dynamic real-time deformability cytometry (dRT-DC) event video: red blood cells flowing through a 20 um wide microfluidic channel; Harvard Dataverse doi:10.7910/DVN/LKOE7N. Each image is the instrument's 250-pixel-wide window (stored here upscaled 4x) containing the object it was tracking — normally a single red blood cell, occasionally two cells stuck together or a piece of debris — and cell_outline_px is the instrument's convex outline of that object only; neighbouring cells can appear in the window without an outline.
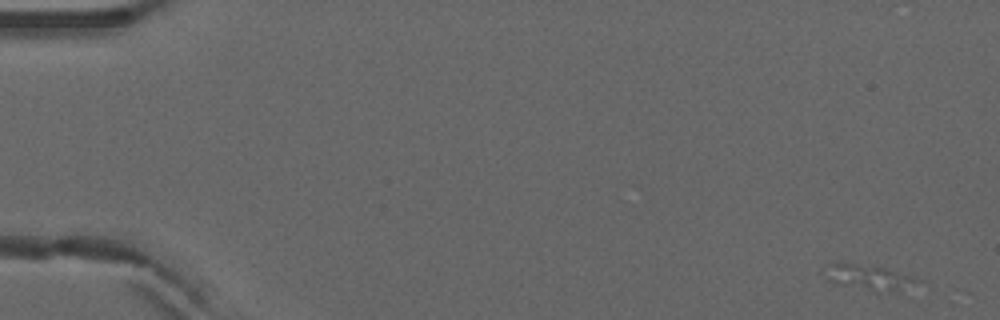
{"species": "common noctule bat (a hibernating species)", "species_latin": "Nyctalus noctula", "temperature_condition": "warm", "stored_images_in_passage": 2, "camera_frame_rate_fps": 3000, "um_per_image_px": 0.085, "animal": {"sex": "male", "forearm_length_mm": 52.5}, "frame": {"image": 1, "passage_image": 1, "time_ms": 0.0, "image_size_px": [1000, 320], "cell_outline_px": [[924, 280], [900, 292], [876, 292], [836, 284], [828, 280], [820, 272], [832, 264], [852, 264], [884, 268]], "centroid_in_image_um": [73.87, 23.63], "position_along_channel_um": 11.1, "area_um2": 13.64}}